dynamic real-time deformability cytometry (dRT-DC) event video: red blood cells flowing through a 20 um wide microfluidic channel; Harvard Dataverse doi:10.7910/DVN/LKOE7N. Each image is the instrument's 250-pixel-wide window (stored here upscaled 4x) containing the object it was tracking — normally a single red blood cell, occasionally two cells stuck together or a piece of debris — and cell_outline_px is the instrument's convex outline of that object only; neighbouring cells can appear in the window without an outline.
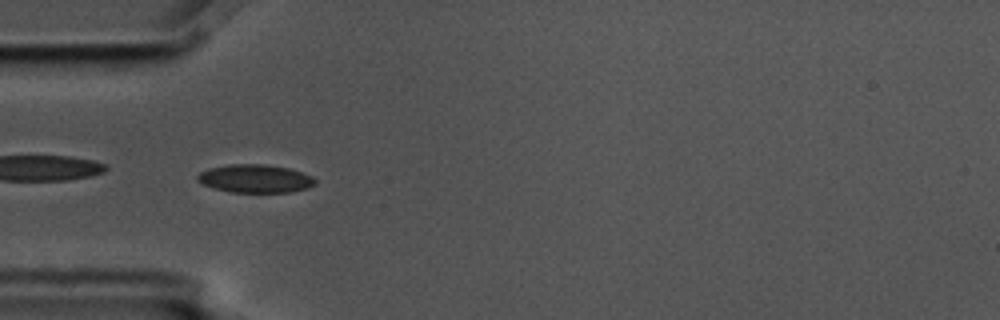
{"species": "common noctule bat (a hibernating species)", "species_latin": "Nyctalus noctula", "temperature_condition": "cold", "stored_images_in_passage": 7, "camera_frame_rate_fps": 3000, "um_per_image_px": 0.085, "animal": {"sex": "male", "body_mass_g": 17.5, "forearm_length_mm": 52.3}, "frame": {"image": 1, "passage_image": 6, "time_ms": 1.667, "image_size_px": [1000, 320], "cell_outline_px": [[316, 184], [308, 188], [288, 192], [232, 192], [216, 188], [204, 184], [196, 180], [196, 176], [200, 172], [208, 168], [228, 164], [264, 164], [288, 168], [312, 176], [316, 180]], "centroid_in_image_um": [21.69, 15.17], "position_along_channel_um": 63.3, "area_um2": 19.25}}